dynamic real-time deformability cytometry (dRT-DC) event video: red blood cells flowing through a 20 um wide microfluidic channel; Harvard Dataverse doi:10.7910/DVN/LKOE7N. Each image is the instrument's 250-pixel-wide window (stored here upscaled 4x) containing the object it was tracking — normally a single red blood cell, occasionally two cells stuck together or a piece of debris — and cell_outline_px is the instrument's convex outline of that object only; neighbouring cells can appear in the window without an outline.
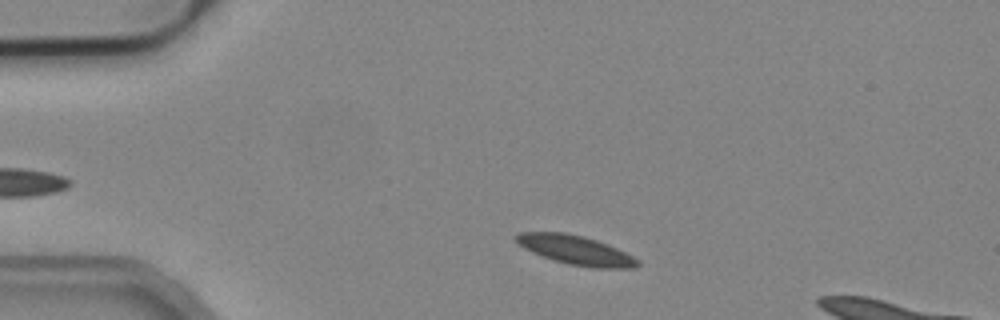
{"species": "common noctule bat (a hibernating species)", "species_latin": "Nyctalus noctula", "temperature_condition": "cold", "stored_images_in_passage": 41, "camera_frame_rate_fps": 3000, "um_per_image_px": 0.085, "animal": {"sex": "male", "body_mass_g": 19.2, "forearm_length_mm": 51.8}, "frame": {"image": 1, "passage_image": 5, "time_ms": 1.333, "image_size_px": [1000, 320], "cell_outline_px": [[640, 264], [632, 268], [592, 268], [568, 264], [552, 260], [532, 252], [524, 248], [512, 236], [520, 232], [564, 232], [584, 236], [608, 244], [640, 260]], "centroid_in_image_um": [48.93, 21.26], "position_along_channel_um": 36.1, "area_um2": 20.69}}
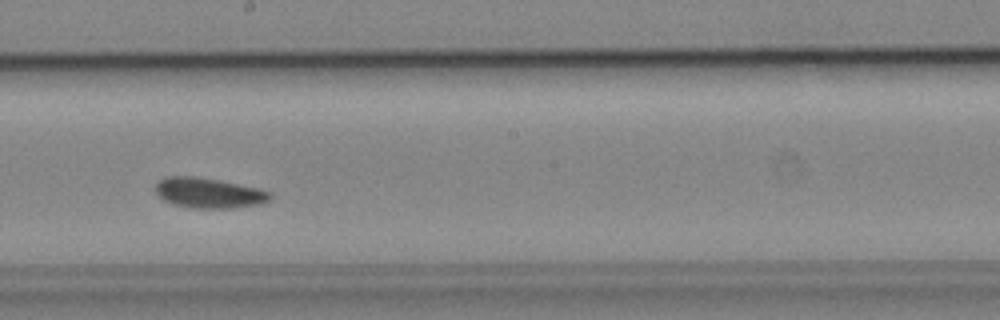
{"frame": {"image": 2, "passage_image": 24, "time_ms": 7.667, "image_size_px": [1000, 320], "cell_outline_px": [[272, 196], [268, 200], [260, 204], [232, 208], [196, 208], [172, 204], [164, 200], [156, 192], [156, 184], [164, 176], [196, 176], [220, 180], [260, 188], [272, 192]], "centroid_in_image_um": [17.77, 16.39], "position_along_channel_um": 230.4, "area_um2": 20.29}}
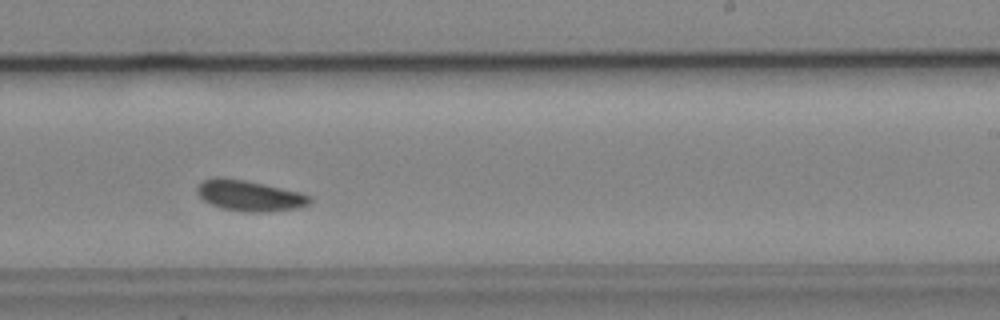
{"frame": {"image": 3, "passage_image": 27, "time_ms": 8.667, "image_size_px": [1000, 320], "cell_outline_px": [[312, 200], [308, 204], [296, 208], [268, 212], [244, 212], [220, 208], [204, 200], [200, 196], [196, 188], [204, 180], [212, 176], [220, 176], [244, 180], [264, 184], [300, 192], [312, 196]], "centroid_in_image_um": [21.21, 16.62], "position_along_channel_um": 267.8, "area_um2": 20.23}, "authors_computed_cell_mechanics": {"area_um2": 19.8832, "velocity_mm_per_s": 3.7497, "shape_relaxation_time_tau1_ms": null, "shape_relaxation_time_tau2_ms": 5.6574, "deformation_change_tau1": null, "deformation_change_tau2": 0.0796}}